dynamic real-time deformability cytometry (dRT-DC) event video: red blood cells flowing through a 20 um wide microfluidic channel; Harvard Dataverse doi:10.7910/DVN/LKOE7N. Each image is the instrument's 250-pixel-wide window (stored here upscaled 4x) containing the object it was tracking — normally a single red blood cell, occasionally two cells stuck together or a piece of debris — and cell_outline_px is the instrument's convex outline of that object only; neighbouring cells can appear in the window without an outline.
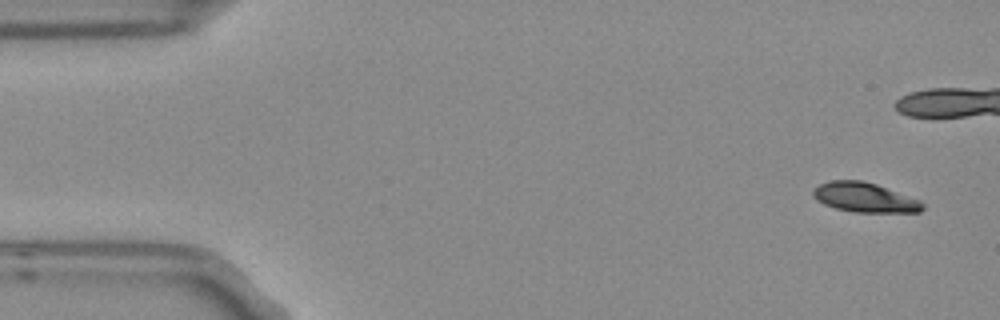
{"species": "Egyptian fruit bat (a non-hibernating species)", "species_latin": "Rousettus aegyptiacus", "temperature_condition": "room temperature", "stored_images_in_passage": 7, "camera_frame_rate_fps": 3000, "um_per_image_px": 0.085, "frame": {"image": 1, "passage_image": 1, "time_ms": 0.0, "image_size_px": [1000, 320], "cell_outline_px": [[924, 208], [920, 212], [856, 212], [836, 208], [824, 204], [816, 200], [812, 196], [812, 188], [828, 180], [860, 180], [876, 184], [920, 200], [924, 204]], "centroid_in_image_um": [73.46, 16.78], "position_along_channel_um": 11.5, "area_um2": 18.9}}
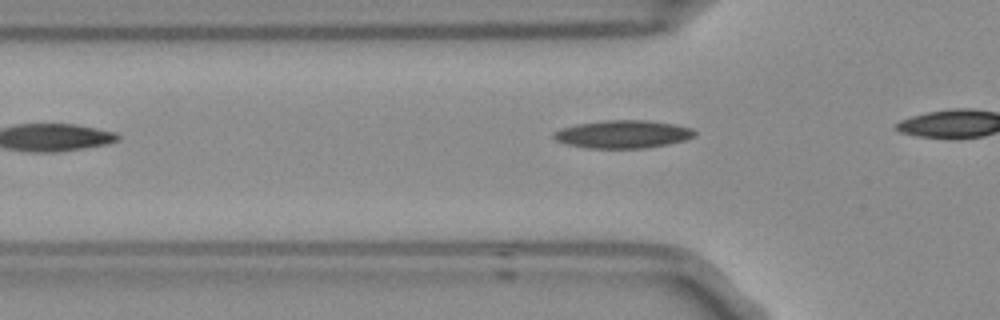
{"frame": {"image": 2, "passage_image": 7, "time_ms": 2.0, "image_size_px": [1000, 320], "cell_outline_px": [[696, 136], [684, 140], [668, 144], [644, 148], [588, 148], [568, 144], [556, 140], [552, 136], [552, 132], [560, 128], [576, 124], [604, 120], [648, 120], [672, 124], [692, 128], [696, 132]], "centroid_in_image_um": [52.93, 11.4], "position_along_channel_um": 72.9, "area_um2": 22.95}}